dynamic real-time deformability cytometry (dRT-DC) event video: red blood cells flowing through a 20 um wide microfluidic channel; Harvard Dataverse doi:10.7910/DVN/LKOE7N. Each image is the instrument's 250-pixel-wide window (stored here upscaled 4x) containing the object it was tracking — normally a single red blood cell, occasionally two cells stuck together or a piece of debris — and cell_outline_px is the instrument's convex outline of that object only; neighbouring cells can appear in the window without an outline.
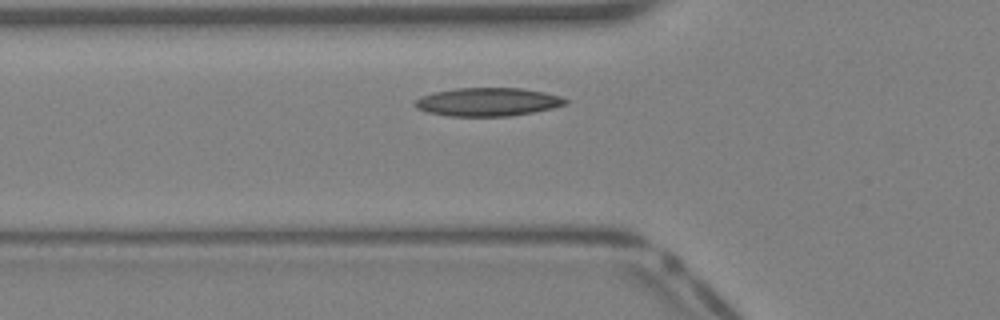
{"species": "Egyptian fruit bat (a non-hibernating species)", "species_latin": "Rousettus aegyptiacus", "temperature_condition": "warm", "stored_images_in_passage": 30, "camera_frame_rate_fps": 3000, "um_per_image_px": 0.085, "animal": {"sex": "female"}, "frame": {"image": 1, "passage_image": 6, "time_ms": 1.667, "image_size_px": [1000, 320], "cell_outline_px": [[568, 104], [552, 108], [532, 112], [508, 116], [448, 116], [428, 112], [416, 108], [412, 104], [420, 96], [436, 92], [456, 88], [520, 88], [544, 92], [560, 96], [568, 100]], "centroid_in_image_um": [41.45, 8.66], "position_along_channel_um": 84.4, "area_um2": 24.8}}
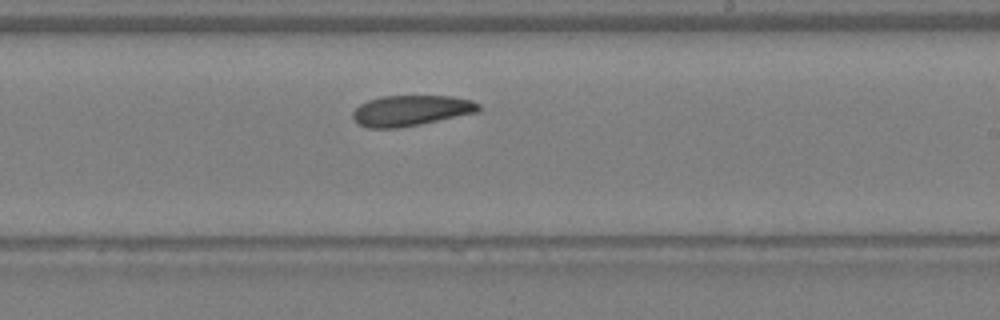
{"frame": {"image": 2, "passage_image": 16, "time_ms": 5.0, "image_size_px": [1000, 320], "cell_outline_px": [[480, 108], [476, 112], [420, 124], [400, 128], [368, 128], [360, 124], [352, 116], [352, 112], [360, 104], [368, 100], [380, 96], [452, 96], [472, 100], [480, 104]], "centroid_in_image_um": [34.91, 9.39], "position_along_channel_um": 254.1, "area_um2": 22.31}}
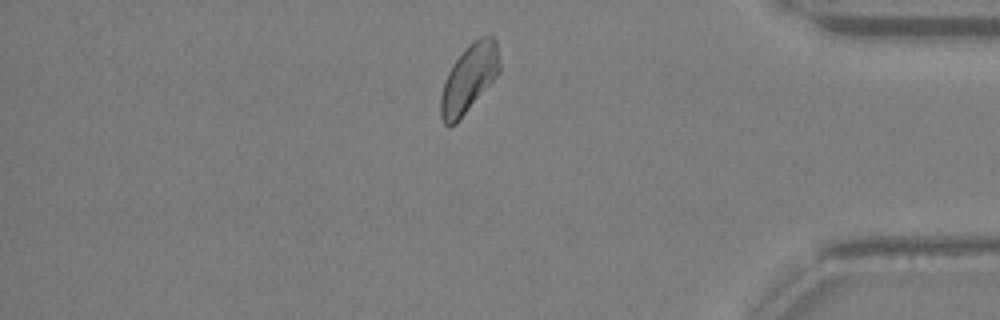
{"frame": {"image": 3, "passage_image": 26, "time_ms": 8.333, "image_size_px": [1000, 320], "cell_outline_px": [[500, 72], [456, 124], [444, 124], [440, 116], [440, 96], [448, 72], [452, 64], [464, 48], [472, 40], [480, 36], [492, 36], [496, 40], [500, 64]], "centroid_in_image_um": [39.86, 6.63], "position_along_channel_um": 395.3, "area_um2": 23.24}}